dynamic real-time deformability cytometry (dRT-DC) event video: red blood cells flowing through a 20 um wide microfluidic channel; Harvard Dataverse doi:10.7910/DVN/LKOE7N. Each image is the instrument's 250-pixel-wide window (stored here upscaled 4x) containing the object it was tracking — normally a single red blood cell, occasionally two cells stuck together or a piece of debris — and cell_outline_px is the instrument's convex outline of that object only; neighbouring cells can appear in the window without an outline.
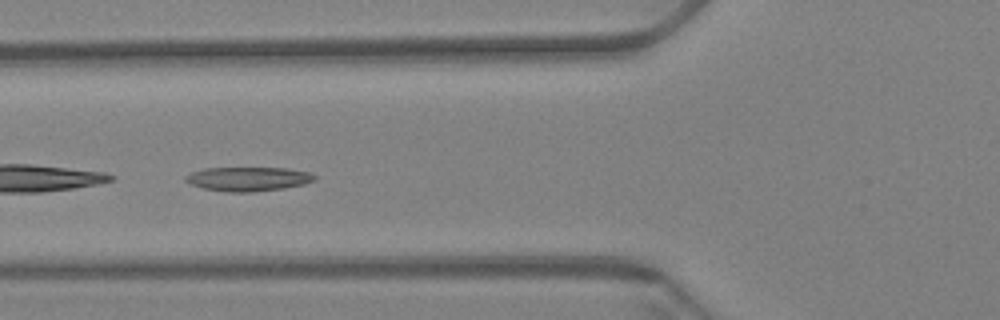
{"species": "Egyptian fruit bat (a non-hibernating species)", "species_latin": "Rousettus aegyptiacus", "temperature_condition": "warm", "stored_images_in_passage": 54, "camera_frame_rate_fps": 3000, "um_per_image_px": 0.085, "animal": {"sex": "female"}, "frame": {"image": 1, "passage_image": 16, "time_ms": 5.0, "image_size_px": [1000, 320], "cell_outline_px": [[316, 180], [304, 184], [284, 188], [252, 192], [228, 192], [204, 188], [192, 184], [184, 180], [184, 176], [192, 172], [204, 168], [288, 168], [308, 172], [316, 176]], "centroid_in_image_um": [21.1, 15.21], "position_along_channel_um": 104.7, "area_um2": 18.09}}
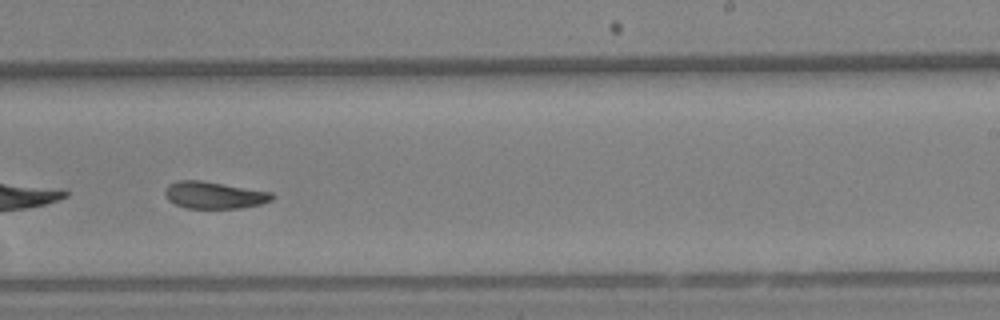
{"frame": {"image": 2, "passage_image": 31, "time_ms": 10.0, "image_size_px": [1000, 320], "cell_outline_px": [[276, 196], [272, 200], [260, 204], [240, 208], [184, 208], [168, 200], [164, 192], [164, 188], [168, 184], [180, 180], [200, 180], [272, 192]], "centroid_in_image_um": [18.19, 16.58], "position_along_channel_um": 270.8, "area_um2": 16.88}}
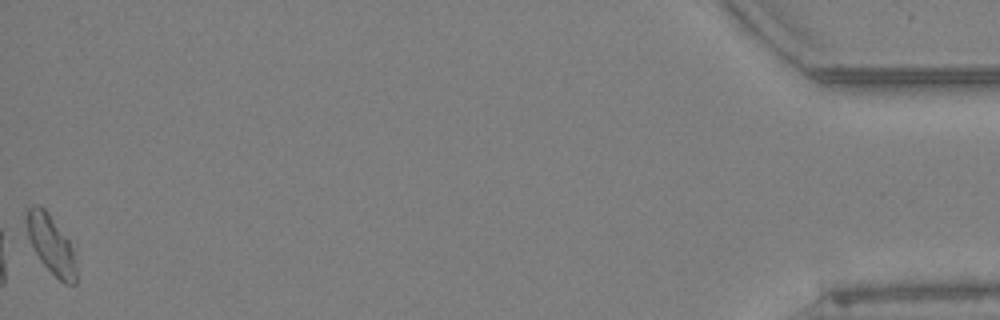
{"frame": {"image": 3, "passage_image": 54, "time_ms": 17.667, "image_size_px": [1000, 320], "cell_outline_px": [[76, 284], [64, 284], [44, 264], [36, 252], [28, 236], [24, 220], [28, 208], [32, 204], [40, 204], [48, 212], [68, 240], [72, 248], [76, 268]], "centroid_in_image_um": [4.31, 20.73], "position_along_channel_um": 430.9, "area_um2": 16.7}, "authors_computed_cell_mechanics": {"area_um2": 17.3978, "velocity_mm_per_s": 3.3378, "shape_relaxation_time_tau1_ms": null, "shape_relaxation_time_tau2_ms": 6.5654, "deformation_change_tau1": null, "deformation_change_tau2": 0.1147}}